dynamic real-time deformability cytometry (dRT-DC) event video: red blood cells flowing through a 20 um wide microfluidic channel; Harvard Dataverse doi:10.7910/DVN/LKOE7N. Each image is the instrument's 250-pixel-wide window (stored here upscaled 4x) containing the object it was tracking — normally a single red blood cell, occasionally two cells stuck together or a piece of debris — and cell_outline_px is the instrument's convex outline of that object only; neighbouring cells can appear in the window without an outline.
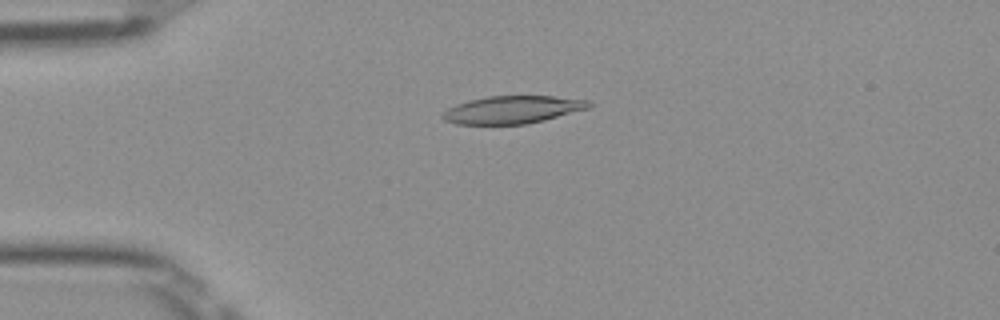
{"species": "Egyptian fruit bat (a non-hibernating species)", "species_latin": "Rousettus aegyptiacus", "temperature_condition": "room temperature", "stored_images_in_passage": 39, "camera_frame_rate_fps": 3000, "um_per_image_px": 0.085, "frame": {"image": 1, "passage_image": 1, "time_ms": 0.0, "image_size_px": [1000, 320], "cell_outline_px": [[592, 104], [588, 108], [544, 120], [528, 124], [456, 124], [444, 120], [440, 116], [448, 108], [456, 104], [468, 100], [488, 96], [552, 96], [592, 100]], "centroid_in_image_um": [43.56, 9.32], "position_along_channel_um": 41.4, "area_um2": 23.58}}
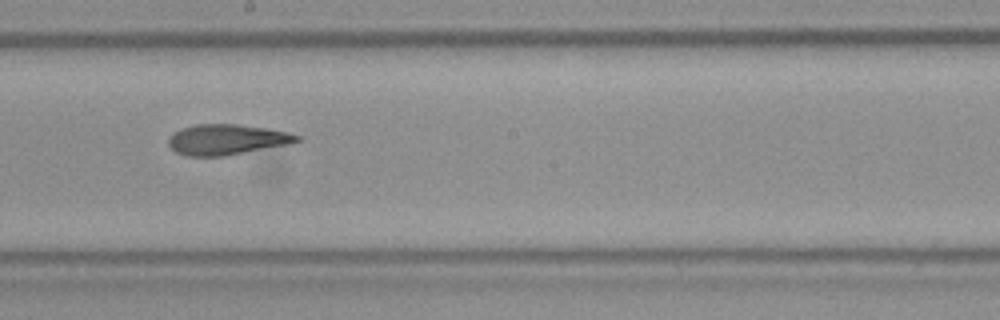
{"frame": {"image": 2, "passage_image": 17, "time_ms": 5.333, "image_size_px": [1000, 320], "cell_outline_px": [[304, 140], [288, 144], [224, 156], [184, 156], [176, 152], [168, 144], [168, 140], [172, 132], [180, 128], [196, 124], [236, 124], [268, 128], [288, 132], [300, 136]], "centroid_in_image_um": [19.26, 11.85], "position_along_channel_um": 228.9, "area_um2": 22.95}}
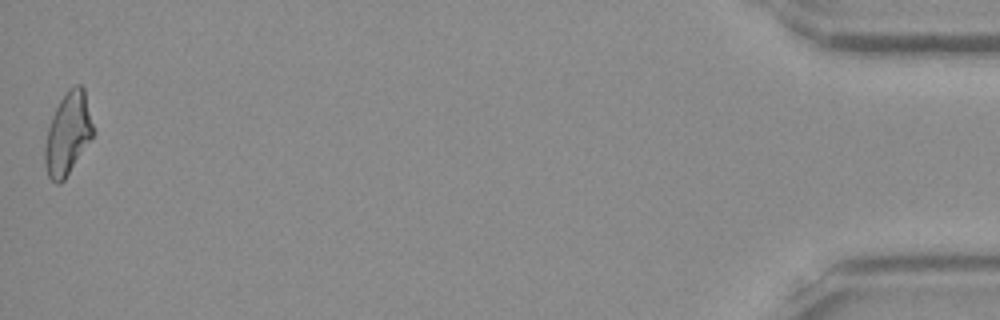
{"frame": {"image": 3, "passage_image": 39, "time_ms": 12.667, "image_size_px": [1000, 320], "cell_outline_px": [[96, 132], [64, 180], [60, 184], [56, 184], [48, 176], [44, 164], [44, 148], [48, 128], [52, 116], [60, 100], [68, 88], [76, 84], [80, 84], [84, 88]], "centroid_in_image_um": [5.78, 11.35], "position_along_channel_um": 429.4, "area_um2": 23.35}, "authors_computed_cell_mechanics": {"area_um2": 23.1778, "velocity_mm_per_s": 4.0087, "shape_relaxation_time_tau1_ms": null, "shape_relaxation_time_tau2_ms": 4.68, "deformation_change_tau1": null, "deformation_change_tau2": 0.1464}}